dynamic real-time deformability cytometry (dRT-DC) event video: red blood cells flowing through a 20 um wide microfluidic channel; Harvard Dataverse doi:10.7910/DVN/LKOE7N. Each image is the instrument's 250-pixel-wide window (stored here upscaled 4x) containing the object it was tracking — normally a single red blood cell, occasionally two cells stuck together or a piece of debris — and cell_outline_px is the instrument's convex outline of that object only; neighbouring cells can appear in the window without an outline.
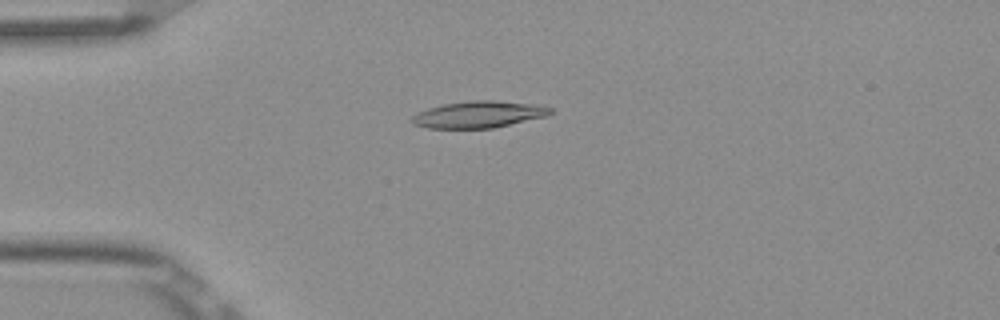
{"species": "Egyptian fruit bat (a non-hibernating species)", "species_latin": "Rousettus aegyptiacus", "temperature_condition": "room temperature", "stored_images_in_passage": 5, "camera_frame_rate_fps": 3000, "um_per_image_px": 0.085, "frame": {"image": 1, "passage_image": 4, "time_ms": 1.0, "image_size_px": [1000, 320], "cell_outline_px": [[552, 112], [548, 116], [492, 128], [428, 128], [412, 124], [412, 116], [428, 108], [444, 104], [472, 100], [496, 100], [540, 104], [552, 108]], "centroid_in_image_um": [40.74, 9.72], "position_along_channel_um": 44.3, "area_um2": 21.62}}